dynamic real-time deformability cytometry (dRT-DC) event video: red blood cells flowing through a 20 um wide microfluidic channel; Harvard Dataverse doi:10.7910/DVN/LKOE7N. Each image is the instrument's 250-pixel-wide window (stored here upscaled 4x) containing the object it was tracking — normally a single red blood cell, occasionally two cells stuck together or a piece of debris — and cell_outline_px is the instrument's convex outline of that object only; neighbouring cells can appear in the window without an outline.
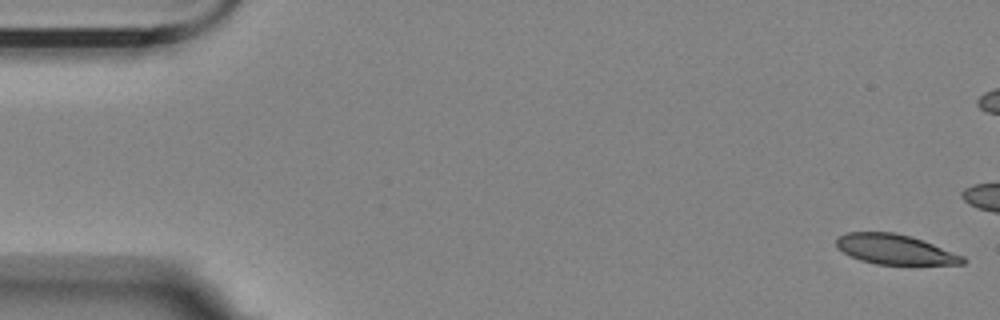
{"species": "Egyptian fruit bat (a non-hibernating species)", "species_latin": "Rousettus aegyptiacus", "temperature_condition": "room temperature", "stored_images_in_passage": 11, "camera_frame_rate_fps": 3000, "um_per_image_px": 0.085, "animal": {"sex": "female"}, "frame": {"image": 1, "passage_image": 1, "time_ms": 0.0, "image_size_px": [1000, 320], "cell_outline_px": [[968, 260], [964, 264], [876, 264], [860, 260], [836, 248], [836, 236], [848, 232], [892, 232], [912, 236], [964, 256]], "centroid_in_image_um": [76.06, 21.19], "position_along_channel_um": 8.9, "area_um2": 22.02}}